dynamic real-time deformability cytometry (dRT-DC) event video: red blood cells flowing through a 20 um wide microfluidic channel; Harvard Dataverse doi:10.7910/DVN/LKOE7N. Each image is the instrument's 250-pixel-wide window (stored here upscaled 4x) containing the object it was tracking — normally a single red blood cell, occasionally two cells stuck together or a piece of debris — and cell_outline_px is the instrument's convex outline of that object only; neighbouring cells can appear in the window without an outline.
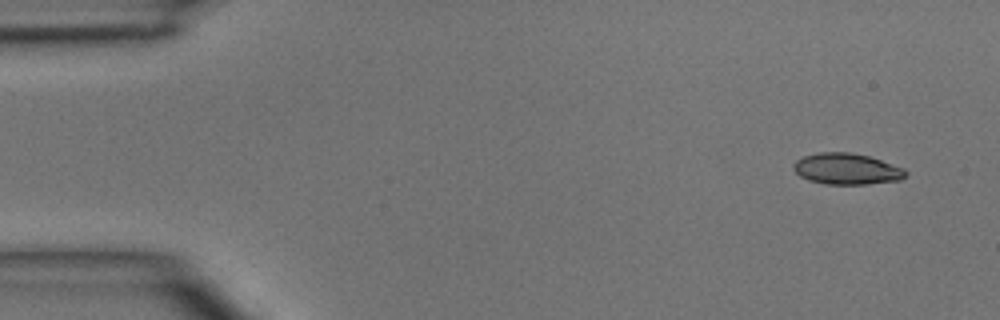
{"species": "common noctule bat (a hibernating species)", "species_latin": "Nyctalus noctula", "temperature_condition": "room temperature", "stored_images_in_passage": 4, "camera_frame_rate_fps": 3000, "um_per_image_px": 0.085, "animal": {"sex": "male", "body_mass_g": 15.6}, "frame": {"image": 1, "passage_image": 1, "time_ms": 0.0, "image_size_px": [1000, 320], "cell_outline_px": [[908, 176], [900, 180], [864, 184], [828, 184], [808, 180], [800, 176], [792, 168], [792, 164], [796, 160], [804, 156], [820, 152], [848, 152], [868, 156], [904, 168], [908, 172]], "centroid_in_image_um": [71.97, 14.36], "position_along_channel_um": 13.0, "area_um2": 20.35}}
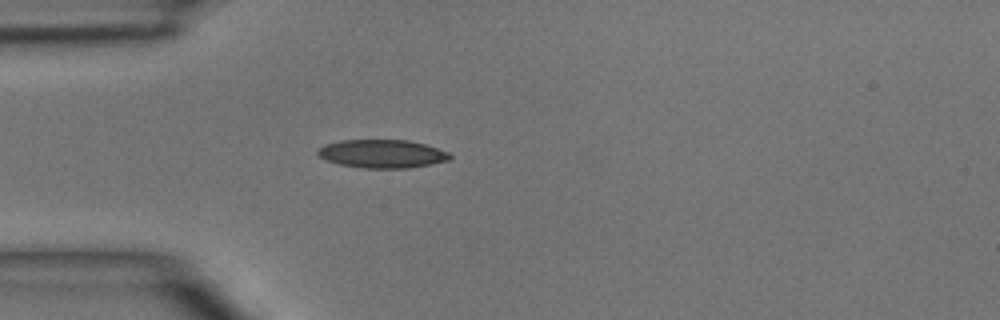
{"frame": {"image": 2, "passage_image": 4, "time_ms": 3.333, "image_size_px": [1000, 320], "cell_outline_px": [[452, 156], [448, 160], [432, 164], [408, 168], [364, 168], [340, 164], [328, 160], [320, 156], [316, 152], [324, 144], [340, 140], [408, 140], [424, 144], [448, 152]], "centroid_in_image_um": [32.49, 13.07], "position_along_channel_um": 52.5, "area_um2": 21.62}}